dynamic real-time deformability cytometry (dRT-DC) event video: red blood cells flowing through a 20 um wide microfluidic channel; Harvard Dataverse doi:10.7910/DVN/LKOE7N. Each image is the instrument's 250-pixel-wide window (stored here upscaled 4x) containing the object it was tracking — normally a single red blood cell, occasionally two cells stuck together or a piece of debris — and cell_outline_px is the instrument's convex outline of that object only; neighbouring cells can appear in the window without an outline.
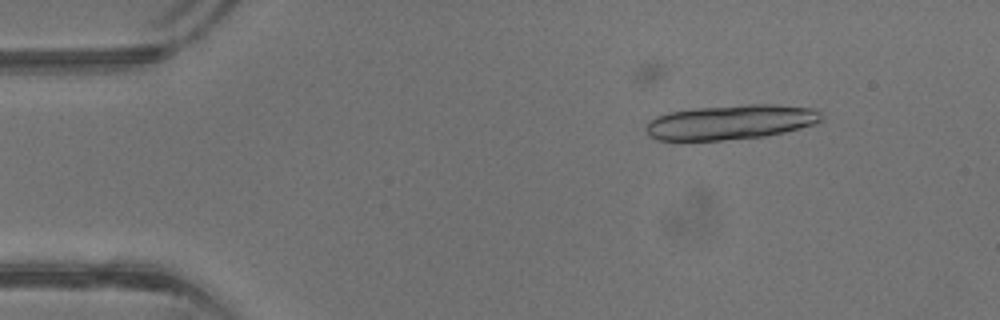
{"species": "common noctule bat (a hibernating species)", "species_latin": "Nyctalus noctula", "temperature_condition": "warm", "stored_images_in_passage": 20, "camera_frame_rate_fps": 3000, "um_per_image_px": 0.085, "animal": {"sex": "male", "body_mass_g": 13.3}, "frame": {"image": 1, "passage_image": 4, "time_ms": 1.0, "image_size_px": [1000, 320], "cell_outline_px": [[824, 120], [816, 124], [784, 132], [764, 136], [720, 140], [656, 140], [644, 128], [656, 116], [668, 112], [692, 108], [744, 104], [776, 104], [816, 108], [824, 116]], "centroid_in_image_um": [62.18, 10.36], "position_along_channel_um": 22.8, "area_um2": 35.72}}